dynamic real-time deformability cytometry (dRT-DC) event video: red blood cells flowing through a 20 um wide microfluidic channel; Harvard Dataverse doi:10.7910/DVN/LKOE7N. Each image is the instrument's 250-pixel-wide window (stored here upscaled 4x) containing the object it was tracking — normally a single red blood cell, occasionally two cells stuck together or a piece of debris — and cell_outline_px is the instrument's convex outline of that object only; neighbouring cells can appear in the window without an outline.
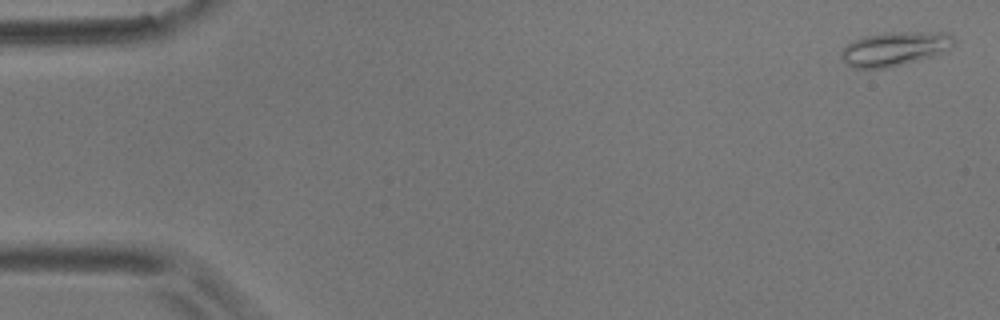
{"species": "common noctule bat (a hibernating species)", "species_latin": "Nyctalus noctula", "temperature_condition": "room temperature", "stored_images_in_passage": 5, "camera_frame_rate_fps": 3000, "um_per_image_px": 0.085, "animal": {"sex": "male", "body_mass_g": 17.9}, "frame": {"image": 1, "passage_image": 1, "time_ms": 0.0, "image_size_px": [1000, 320], "cell_outline_px": [[956, 44], [948, 52], [888, 68], [852, 68], [844, 64], [840, 56], [840, 52], [852, 40], [860, 36], [888, 32], [948, 32], [956, 40]], "centroid_in_image_um": [76.07, 4.14], "position_along_channel_um": 8.9, "area_um2": 23.0}}